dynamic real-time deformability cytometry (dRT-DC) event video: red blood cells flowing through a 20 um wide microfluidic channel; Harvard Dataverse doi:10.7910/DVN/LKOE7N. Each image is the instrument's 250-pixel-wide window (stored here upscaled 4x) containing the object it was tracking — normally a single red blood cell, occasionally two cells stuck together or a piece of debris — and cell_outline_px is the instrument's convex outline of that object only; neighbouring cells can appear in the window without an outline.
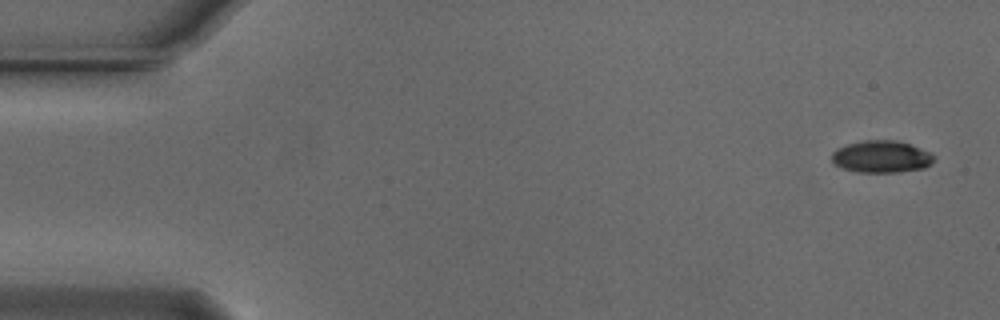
{"species": "Egyptian fruit bat (a non-hibernating species)", "species_latin": "Rousettus aegyptiacus", "temperature_condition": "cold", "stored_images_in_passage": 53, "camera_frame_rate_fps": 3000, "um_per_image_px": 0.085, "animal": {"sex": "male"}, "frame": {"image": 1, "passage_image": 1, "time_ms": 0.0, "image_size_px": [1000, 320], "cell_outline_px": [[936, 156], [924, 168], [896, 172], [856, 172], [840, 168], [832, 164], [832, 152], [836, 148], [848, 144], [864, 140], [896, 140], [932, 152]], "centroid_in_image_um": [74.87, 13.32], "position_along_channel_um": 10.1, "area_um2": 19.19}}
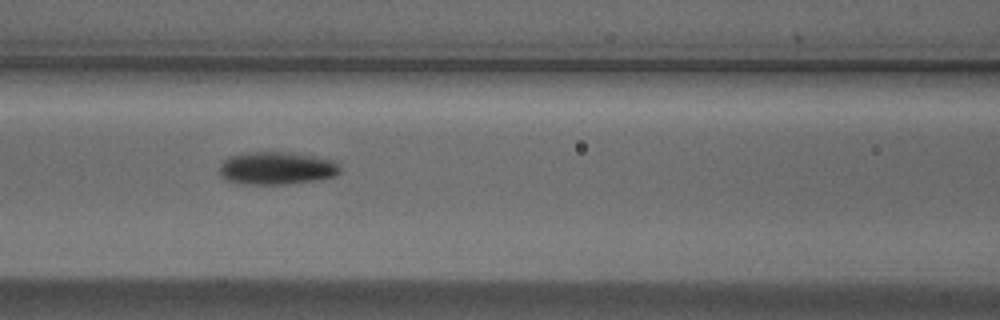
{"frame": {"image": 2, "passage_image": 22, "time_ms": 7.0, "image_size_px": [1000, 320], "cell_outline_px": [[340, 172], [336, 176], [320, 180], [288, 184], [244, 184], [224, 180], [220, 176], [220, 164], [228, 156], [244, 152], [296, 152], [316, 156], [332, 160], [340, 164]], "centroid_in_image_um": [23.53, 14.29], "position_along_channel_um": 143.1, "area_um2": 23.58}}
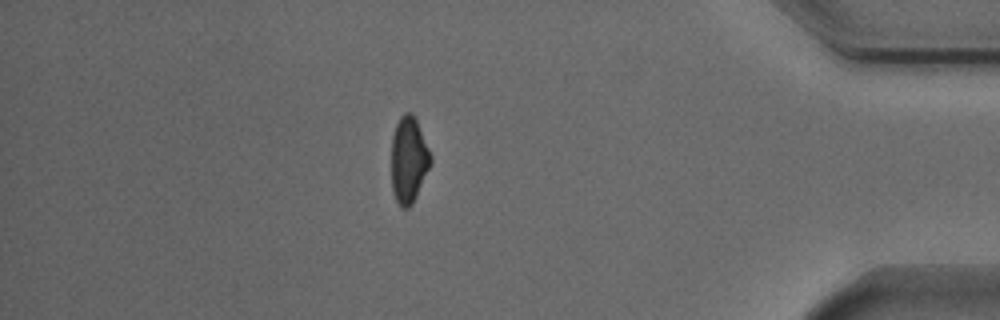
{"frame": {"image": 3, "passage_image": 46, "time_ms": 15.0, "image_size_px": [1000, 320], "cell_outline_px": [[432, 164], [412, 204], [408, 208], [400, 208], [396, 200], [392, 188], [392, 136], [396, 124], [400, 116], [404, 112], [412, 112], [416, 120], [432, 156]], "centroid_in_image_um": [34.75, 13.59], "position_along_channel_um": 400.5, "area_um2": 19.77}, "authors_computed_cell_mechanics": {"area_um2": 20.6924, "velocity_mm_per_s": 3.7387, "shape_relaxation_time_tau1_ms": 3.6042, "shape_relaxation_time_tau2_ms": null, "deformation_change_tau1": 0.1249, "deformation_change_tau2": null}}